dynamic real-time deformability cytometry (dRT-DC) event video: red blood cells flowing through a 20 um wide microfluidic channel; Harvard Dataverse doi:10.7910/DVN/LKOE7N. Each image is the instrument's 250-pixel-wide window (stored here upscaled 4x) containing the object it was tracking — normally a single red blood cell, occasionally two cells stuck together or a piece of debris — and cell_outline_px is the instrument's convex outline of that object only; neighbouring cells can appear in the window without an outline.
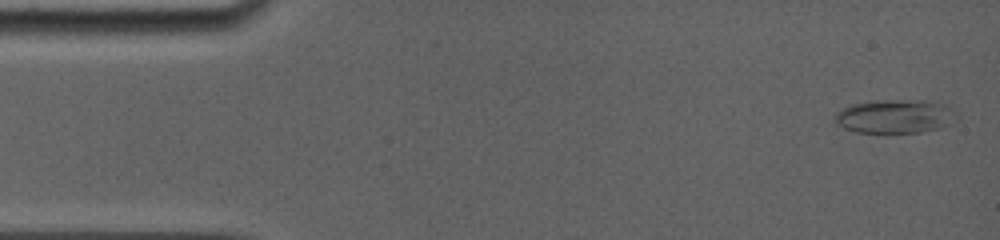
{"species": "common noctule bat (a hibernating species)", "species_latin": "Nyctalus noctula", "temperature_condition": "room temperature", "stored_images_in_passage": 25, "camera_frame_rate_fps": 5000, "um_per_image_px": 0.085, "animal": {"sex": "female", "body_mass_g": 19.0, "forearm_length_mm": 56.7}, "frame": {"image": 1, "passage_image": 1, "time_ms": 0.0, "image_size_px": [1000, 240], "cell_outline_px": [[960, 120], [944, 128], [920, 132], [856, 132], [844, 128], [836, 124], [832, 116], [836, 112], [852, 104], [876, 100], [936, 100], [948, 108]], "centroid_in_image_um": [76.09, 9.89], "position_along_channel_um": 8.9, "area_um2": 24.22}}
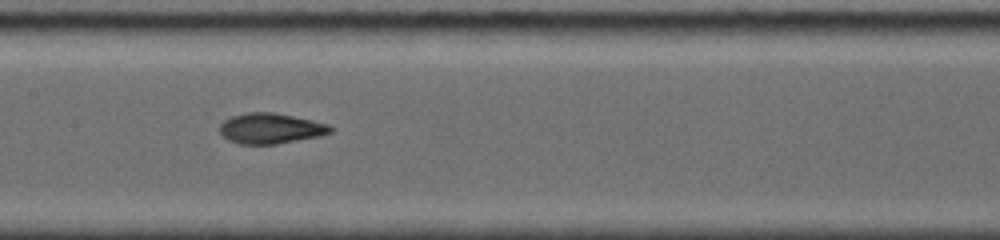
{"frame": {"image": 2, "passage_image": 13, "time_ms": 7.4, "image_size_px": [1000, 240], "cell_outline_px": [[336, 128], [332, 132], [320, 136], [276, 144], [240, 144], [228, 140], [220, 132], [220, 124], [224, 120], [232, 116], [248, 112], [272, 112], [312, 120], [328, 124]], "centroid_in_image_um": [23.02, 10.92], "position_along_channel_um": 184.4, "area_um2": 19.65}}
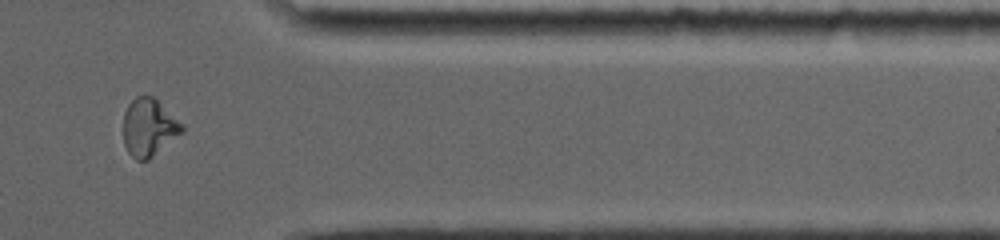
{"frame": {"image": 3, "passage_image": 22, "time_ms": 13.0, "image_size_px": [1000, 240], "cell_outline_px": [[184, 132], [148, 160], [136, 160], [128, 152], [124, 144], [124, 112], [128, 104], [136, 96], [152, 96], [184, 124]], "centroid_in_image_um": [12.67, 10.84], "position_along_channel_um": 398.7, "area_um2": 19.71}, "authors_computed_cell_mechanics": {"area_um2": 19.8254, "velocity_mm_per_s": 3.9146, "shape_relaxation_time_tau1_ms": null, "shape_relaxation_time_tau2_ms": 1.9318, "deformation_change_tau1": null, "deformation_change_tau2": 0.0683}}